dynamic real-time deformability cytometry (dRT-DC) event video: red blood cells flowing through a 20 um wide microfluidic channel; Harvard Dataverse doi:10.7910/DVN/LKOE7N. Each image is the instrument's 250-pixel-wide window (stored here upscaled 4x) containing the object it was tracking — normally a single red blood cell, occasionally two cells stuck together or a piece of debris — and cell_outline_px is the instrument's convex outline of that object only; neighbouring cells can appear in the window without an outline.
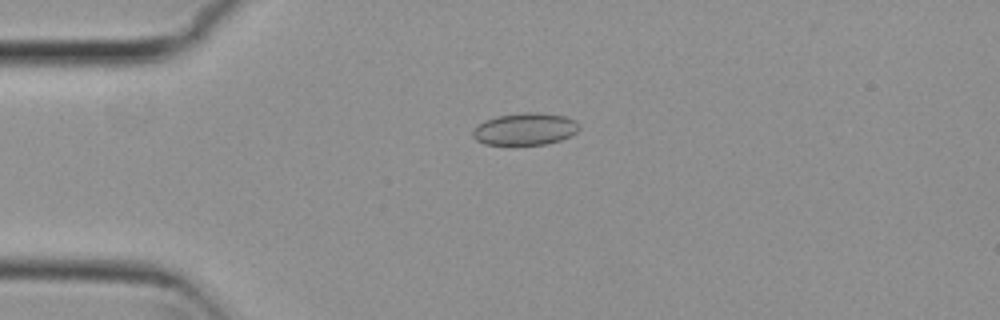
{"species": "common noctule bat (a hibernating species)", "species_latin": "Nyctalus noctula", "temperature_condition": "cold", "stored_images_in_passage": 4, "camera_frame_rate_fps": 3000, "um_per_image_px": 0.085, "animal": {"sex": "female", "body_mass_g": 29.2, "forearm_length_mm": 56.3}, "frame": {"image": 1, "passage_image": 3, "time_ms": 0.667, "image_size_px": [1000, 320], "cell_outline_px": [[580, 128], [572, 136], [560, 140], [544, 144], [484, 144], [476, 140], [472, 136], [472, 132], [484, 120], [496, 116], [524, 112], [536, 112], [564, 116], [576, 120], [580, 124]], "centroid_in_image_um": [44.66, 10.96], "position_along_channel_um": 40.3, "area_um2": 19.88}}
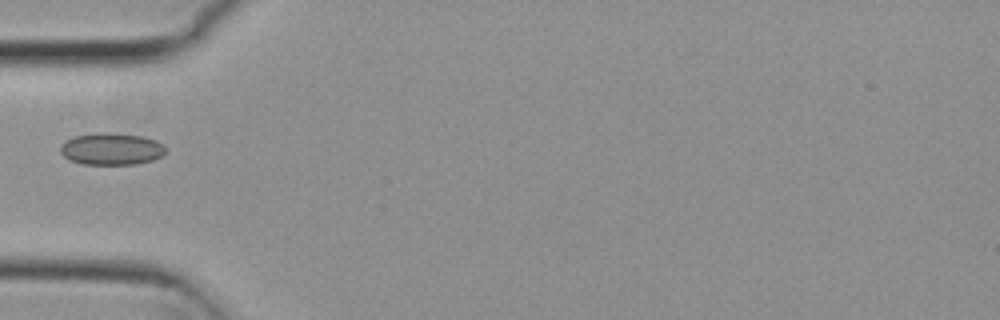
{"frame": {"image": 2, "passage_image": 4, "time_ms": 1.0, "image_size_px": [1000, 320], "cell_outline_px": [[164, 152], [160, 156], [152, 160], [136, 164], [84, 164], [68, 160], [60, 152], [60, 144], [64, 140], [76, 136], [100, 132], [108, 132], [144, 136], [156, 140], [164, 144]], "centroid_in_image_um": [9.44, 12.65], "position_along_channel_um": 75.6, "area_um2": 19.71}}